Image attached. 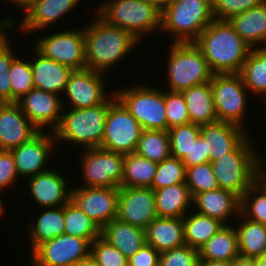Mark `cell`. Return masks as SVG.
Returning <instances> with one entry per match:
<instances>
[{"label":"cell","mask_w":266,"mask_h":266,"mask_svg":"<svg viewBox=\"0 0 266 266\" xmlns=\"http://www.w3.org/2000/svg\"><path fill=\"white\" fill-rule=\"evenodd\" d=\"M199 260L198 249L185 244L161 253L159 266H198Z\"/></svg>","instance_id":"cell-46"},{"label":"cell","mask_w":266,"mask_h":266,"mask_svg":"<svg viewBox=\"0 0 266 266\" xmlns=\"http://www.w3.org/2000/svg\"><path fill=\"white\" fill-rule=\"evenodd\" d=\"M74 266H100L93 258L89 257L85 260L77 262Z\"/></svg>","instance_id":"cell-57"},{"label":"cell","mask_w":266,"mask_h":266,"mask_svg":"<svg viewBox=\"0 0 266 266\" xmlns=\"http://www.w3.org/2000/svg\"><path fill=\"white\" fill-rule=\"evenodd\" d=\"M0 195H1V191H0ZM1 197V196H0ZM1 199V198H0ZM4 203H3V201L2 200H0V217L2 216V214H4V212H5V206L3 205Z\"/></svg>","instance_id":"cell-60"},{"label":"cell","mask_w":266,"mask_h":266,"mask_svg":"<svg viewBox=\"0 0 266 266\" xmlns=\"http://www.w3.org/2000/svg\"><path fill=\"white\" fill-rule=\"evenodd\" d=\"M36 58L30 60L34 88L62 96L72 69L55 62L33 48Z\"/></svg>","instance_id":"cell-24"},{"label":"cell","mask_w":266,"mask_h":266,"mask_svg":"<svg viewBox=\"0 0 266 266\" xmlns=\"http://www.w3.org/2000/svg\"><path fill=\"white\" fill-rule=\"evenodd\" d=\"M86 68L105 74L140 43L131 33L102 20L97 14L84 26Z\"/></svg>","instance_id":"cell-2"},{"label":"cell","mask_w":266,"mask_h":266,"mask_svg":"<svg viewBox=\"0 0 266 266\" xmlns=\"http://www.w3.org/2000/svg\"><path fill=\"white\" fill-rule=\"evenodd\" d=\"M252 143L248 135L232 152L211 163L219 188L240 198L257 179L259 155Z\"/></svg>","instance_id":"cell-6"},{"label":"cell","mask_w":266,"mask_h":266,"mask_svg":"<svg viewBox=\"0 0 266 266\" xmlns=\"http://www.w3.org/2000/svg\"><path fill=\"white\" fill-rule=\"evenodd\" d=\"M12 2V4H15L14 6L23 8L25 10L27 7H29L35 0H7Z\"/></svg>","instance_id":"cell-56"},{"label":"cell","mask_w":266,"mask_h":266,"mask_svg":"<svg viewBox=\"0 0 266 266\" xmlns=\"http://www.w3.org/2000/svg\"><path fill=\"white\" fill-rule=\"evenodd\" d=\"M200 134L209 146L210 163L232 152L250 135L246 129L223 121L201 125Z\"/></svg>","instance_id":"cell-23"},{"label":"cell","mask_w":266,"mask_h":266,"mask_svg":"<svg viewBox=\"0 0 266 266\" xmlns=\"http://www.w3.org/2000/svg\"><path fill=\"white\" fill-rule=\"evenodd\" d=\"M244 85L253 95L266 96V49L263 47L252 48L239 73Z\"/></svg>","instance_id":"cell-34"},{"label":"cell","mask_w":266,"mask_h":266,"mask_svg":"<svg viewBox=\"0 0 266 266\" xmlns=\"http://www.w3.org/2000/svg\"><path fill=\"white\" fill-rule=\"evenodd\" d=\"M212 0H171L161 9V29L172 43L195 42L214 20Z\"/></svg>","instance_id":"cell-5"},{"label":"cell","mask_w":266,"mask_h":266,"mask_svg":"<svg viewBox=\"0 0 266 266\" xmlns=\"http://www.w3.org/2000/svg\"><path fill=\"white\" fill-rule=\"evenodd\" d=\"M104 75L87 68L72 70L64 92L65 100L68 98L71 109L95 107L110 97V94L108 96L105 92Z\"/></svg>","instance_id":"cell-15"},{"label":"cell","mask_w":266,"mask_h":266,"mask_svg":"<svg viewBox=\"0 0 266 266\" xmlns=\"http://www.w3.org/2000/svg\"><path fill=\"white\" fill-rule=\"evenodd\" d=\"M240 213L251 221L266 225V189L257 181L241 197Z\"/></svg>","instance_id":"cell-38"},{"label":"cell","mask_w":266,"mask_h":266,"mask_svg":"<svg viewBox=\"0 0 266 266\" xmlns=\"http://www.w3.org/2000/svg\"><path fill=\"white\" fill-rule=\"evenodd\" d=\"M263 99V100H262ZM261 101H263V105H262V108L263 106L266 108V96L261 98Z\"/></svg>","instance_id":"cell-61"},{"label":"cell","mask_w":266,"mask_h":266,"mask_svg":"<svg viewBox=\"0 0 266 266\" xmlns=\"http://www.w3.org/2000/svg\"><path fill=\"white\" fill-rule=\"evenodd\" d=\"M210 83L218 121L232 123L247 130L243 120L249 102L246 95L248 89L242 76L239 73L213 74Z\"/></svg>","instance_id":"cell-9"},{"label":"cell","mask_w":266,"mask_h":266,"mask_svg":"<svg viewBox=\"0 0 266 266\" xmlns=\"http://www.w3.org/2000/svg\"><path fill=\"white\" fill-rule=\"evenodd\" d=\"M43 211L44 213L41 212L36 222L34 221L28 225L31 252L41 243L64 233V206L47 208V210L44 209Z\"/></svg>","instance_id":"cell-32"},{"label":"cell","mask_w":266,"mask_h":266,"mask_svg":"<svg viewBox=\"0 0 266 266\" xmlns=\"http://www.w3.org/2000/svg\"><path fill=\"white\" fill-rule=\"evenodd\" d=\"M182 162L186 168L210 162L209 146L201 134Z\"/></svg>","instance_id":"cell-48"},{"label":"cell","mask_w":266,"mask_h":266,"mask_svg":"<svg viewBox=\"0 0 266 266\" xmlns=\"http://www.w3.org/2000/svg\"><path fill=\"white\" fill-rule=\"evenodd\" d=\"M82 186L122 187L124 155L102 148H86L80 157ZM85 183V185H84Z\"/></svg>","instance_id":"cell-10"},{"label":"cell","mask_w":266,"mask_h":266,"mask_svg":"<svg viewBox=\"0 0 266 266\" xmlns=\"http://www.w3.org/2000/svg\"><path fill=\"white\" fill-rule=\"evenodd\" d=\"M258 266H266V253L261 257L256 258Z\"/></svg>","instance_id":"cell-59"},{"label":"cell","mask_w":266,"mask_h":266,"mask_svg":"<svg viewBox=\"0 0 266 266\" xmlns=\"http://www.w3.org/2000/svg\"><path fill=\"white\" fill-rule=\"evenodd\" d=\"M27 179L31 199L40 209L61 207L71 199L68 182L57 169L51 168Z\"/></svg>","instance_id":"cell-20"},{"label":"cell","mask_w":266,"mask_h":266,"mask_svg":"<svg viewBox=\"0 0 266 266\" xmlns=\"http://www.w3.org/2000/svg\"><path fill=\"white\" fill-rule=\"evenodd\" d=\"M119 188L73 187L71 201L100 228L117 218Z\"/></svg>","instance_id":"cell-14"},{"label":"cell","mask_w":266,"mask_h":266,"mask_svg":"<svg viewBox=\"0 0 266 266\" xmlns=\"http://www.w3.org/2000/svg\"><path fill=\"white\" fill-rule=\"evenodd\" d=\"M155 3L160 9L167 5L171 0H149Z\"/></svg>","instance_id":"cell-58"},{"label":"cell","mask_w":266,"mask_h":266,"mask_svg":"<svg viewBox=\"0 0 266 266\" xmlns=\"http://www.w3.org/2000/svg\"><path fill=\"white\" fill-rule=\"evenodd\" d=\"M148 85L116 89V98L125 106L144 130L167 131L164 91Z\"/></svg>","instance_id":"cell-8"},{"label":"cell","mask_w":266,"mask_h":266,"mask_svg":"<svg viewBox=\"0 0 266 266\" xmlns=\"http://www.w3.org/2000/svg\"><path fill=\"white\" fill-rule=\"evenodd\" d=\"M158 163L152 162L136 153L124 155L122 186L144 187L152 186Z\"/></svg>","instance_id":"cell-35"},{"label":"cell","mask_w":266,"mask_h":266,"mask_svg":"<svg viewBox=\"0 0 266 266\" xmlns=\"http://www.w3.org/2000/svg\"><path fill=\"white\" fill-rule=\"evenodd\" d=\"M171 156L183 160L200 136V125L189 123L168 129Z\"/></svg>","instance_id":"cell-40"},{"label":"cell","mask_w":266,"mask_h":266,"mask_svg":"<svg viewBox=\"0 0 266 266\" xmlns=\"http://www.w3.org/2000/svg\"><path fill=\"white\" fill-rule=\"evenodd\" d=\"M103 103L91 108L62 111L58 127L53 131L55 141L80 144L83 148L101 146L105 132V122L110 105L117 99L114 91Z\"/></svg>","instance_id":"cell-3"},{"label":"cell","mask_w":266,"mask_h":266,"mask_svg":"<svg viewBox=\"0 0 266 266\" xmlns=\"http://www.w3.org/2000/svg\"><path fill=\"white\" fill-rule=\"evenodd\" d=\"M9 76L12 90V103H16L34 88L30 59L25 61L22 58L16 57L12 61Z\"/></svg>","instance_id":"cell-39"},{"label":"cell","mask_w":266,"mask_h":266,"mask_svg":"<svg viewBox=\"0 0 266 266\" xmlns=\"http://www.w3.org/2000/svg\"><path fill=\"white\" fill-rule=\"evenodd\" d=\"M182 182H186V167L182 160L171 156L158 163L150 188L157 190Z\"/></svg>","instance_id":"cell-41"},{"label":"cell","mask_w":266,"mask_h":266,"mask_svg":"<svg viewBox=\"0 0 266 266\" xmlns=\"http://www.w3.org/2000/svg\"><path fill=\"white\" fill-rule=\"evenodd\" d=\"M143 127L116 99L109 107L101 146L107 151L123 155L135 153Z\"/></svg>","instance_id":"cell-11"},{"label":"cell","mask_w":266,"mask_h":266,"mask_svg":"<svg viewBox=\"0 0 266 266\" xmlns=\"http://www.w3.org/2000/svg\"><path fill=\"white\" fill-rule=\"evenodd\" d=\"M62 97L51 92L33 88L16 103L20 106L25 116L40 131H45L46 127H50V131L52 130L53 132L60 123L61 111L65 112L64 106L66 103Z\"/></svg>","instance_id":"cell-16"},{"label":"cell","mask_w":266,"mask_h":266,"mask_svg":"<svg viewBox=\"0 0 266 266\" xmlns=\"http://www.w3.org/2000/svg\"><path fill=\"white\" fill-rule=\"evenodd\" d=\"M195 212L219 220L224 225L233 216L240 215L241 198L235 193L217 188L195 194L192 199Z\"/></svg>","instance_id":"cell-22"},{"label":"cell","mask_w":266,"mask_h":266,"mask_svg":"<svg viewBox=\"0 0 266 266\" xmlns=\"http://www.w3.org/2000/svg\"><path fill=\"white\" fill-rule=\"evenodd\" d=\"M101 238L116 247L127 258L146 244L144 229L127 224L118 218L101 228Z\"/></svg>","instance_id":"cell-26"},{"label":"cell","mask_w":266,"mask_h":266,"mask_svg":"<svg viewBox=\"0 0 266 266\" xmlns=\"http://www.w3.org/2000/svg\"><path fill=\"white\" fill-rule=\"evenodd\" d=\"M8 38L9 36L0 43V73L9 72L12 61L17 57Z\"/></svg>","instance_id":"cell-50"},{"label":"cell","mask_w":266,"mask_h":266,"mask_svg":"<svg viewBox=\"0 0 266 266\" xmlns=\"http://www.w3.org/2000/svg\"><path fill=\"white\" fill-rule=\"evenodd\" d=\"M144 230L146 244L160 254L186 244L181 218L157 217Z\"/></svg>","instance_id":"cell-25"},{"label":"cell","mask_w":266,"mask_h":266,"mask_svg":"<svg viewBox=\"0 0 266 266\" xmlns=\"http://www.w3.org/2000/svg\"><path fill=\"white\" fill-rule=\"evenodd\" d=\"M135 153L148 160L160 163L171 157L170 136L168 131L143 130Z\"/></svg>","instance_id":"cell-37"},{"label":"cell","mask_w":266,"mask_h":266,"mask_svg":"<svg viewBox=\"0 0 266 266\" xmlns=\"http://www.w3.org/2000/svg\"><path fill=\"white\" fill-rule=\"evenodd\" d=\"M198 251L199 261H235L240 257L235 227L224 225Z\"/></svg>","instance_id":"cell-30"},{"label":"cell","mask_w":266,"mask_h":266,"mask_svg":"<svg viewBox=\"0 0 266 266\" xmlns=\"http://www.w3.org/2000/svg\"><path fill=\"white\" fill-rule=\"evenodd\" d=\"M18 172L11 151L0 150V191L12 186L17 179Z\"/></svg>","instance_id":"cell-47"},{"label":"cell","mask_w":266,"mask_h":266,"mask_svg":"<svg viewBox=\"0 0 266 266\" xmlns=\"http://www.w3.org/2000/svg\"><path fill=\"white\" fill-rule=\"evenodd\" d=\"M90 257L100 266H128V258L101 237L91 243Z\"/></svg>","instance_id":"cell-44"},{"label":"cell","mask_w":266,"mask_h":266,"mask_svg":"<svg viewBox=\"0 0 266 266\" xmlns=\"http://www.w3.org/2000/svg\"><path fill=\"white\" fill-rule=\"evenodd\" d=\"M235 230L240 257L256 259L266 253V225L251 221L240 213ZM243 221V222H242Z\"/></svg>","instance_id":"cell-31"},{"label":"cell","mask_w":266,"mask_h":266,"mask_svg":"<svg viewBox=\"0 0 266 266\" xmlns=\"http://www.w3.org/2000/svg\"><path fill=\"white\" fill-rule=\"evenodd\" d=\"M228 21L235 32L252 48L263 47L266 42V1L232 16Z\"/></svg>","instance_id":"cell-27"},{"label":"cell","mask_w":266,"mask_h":266,"mask_svg":"<svg viewBox=\"0 0 266 266\" xmlns=\"http://www.w3.org/2000/svg\"><path fill=\"white\" fill-rule=\"evenodd\" d=\"M266 0H212L214 18L229 20L232 16L261 5Z\"/></svg>","instance_id":"cell-45"},{"label":"cell","mask_w":266,"mask_h":266,"mask_svg":"<svg viewBox=\"0 0 266 266\" xmlns=\"http://www.w3.org/2000/svg\"><path fill=\"white\" fill-rule=\"evenodd\" d=\"M234 266H258L256 259L238 257L234 261Z\"/></svg>","instance_id":"cell-54"},{"label":"cell","mask_w":266,"mask_h":266,"mask_svg":"<svg viewBox=\"0 0 266 266\" xmlns=\"http://www.w3.org/2000/svg\"><path fill=\"white\" fill-rule=\"evenodd\" d=\"M40 130L17 103L0 104V150H12L35 137Z\"/></svg>","instance_id":"cell-19"},{"label":"cell","mask_w":266,"mask_h":266,"mask_svg":"<svg viewBox=\"0 0 266 266\" xmlns=\"http://www.w3.org/2000/svg\"><path fill=\"white\" fill-rule=\"evenodd\" d=\"M154 196L158 217L183 219L194 207L186 182L154 190Z\"/></svg>","instance_id":"cell-28"},{"label":"cell","mask_w":266,"mask_h":266,"mask_svg":"<svg viewBox=\"0 0 266 266\" xmlns=\"http://www.w3.org/2000/svg\"><path fill=\"white\" fill-rule=\"evenodd\" d=\"M190 212L183 218L185 242L186 245L199 250L224 227V224L194 210Z\"/></svg>","instance_id":"cell-33"},{"label":"cell","mask_w":266,"mask_h":266,"mask_svg":"<svg viewBox=\"0 0 266 266\" xmlns=\"http://www.w3.org/2000/svg\"><path fill=\"white\" fill-rule=\"evenodd\" d=\"M0 102L12 103V90L9 72L0 73Z\"/></svg>","instance_id":"cell-51"},{"label":"cell","mask_w":266,"mask_h":266,"mask_svg":"<svg viewBox=\"0 0 266 266\" xmlns=\"http://www.w3.org/2000/svg\"><path fill=\"white\" fill-rule=\"evenodd\" d=\"M53 132L45 134L40 131L35 137L26 143L10 150L15 161L18 176L31 177L49 170L46 165L52 150L56 145Z\"/></svg>","instance_id":"cell-18"},{"label":"cell","mask_w":266,"mask_h":266,"mask_svg":"<svg viewBox=\"0 0 266 266\" xmlns=\"http://www.w3.org/2000/svg\"><path fill=\"white\" fill-rule=\"evenodd\" d=\"M82 0H35L24 10L23 19L19 24L22 33H33L45 30L57 23L65 15L75 9Z\"/></svg>","instance_id":"cell-21"},{"label":"cell","mask_w":266,"mask_h":266,"mask_svg":"<svg viewBox=\"0 0 266 266\" xmlns=\"http://www.w3.org/2000/svg\"><path fill=\"white\" fill-rule=\"evenodd\" d=\"M186 100L190 123L205 125L217 122L210 81L182 92Z\"/></svg>","instance_id":"cell-29"},{"label":"cell","mask_w":266,"mask_h":266,"mask_svg":"<svg viewBox=\"0 0 266 266\" xmlns=\"http://www.w3.org/2000/svg\"><path fill=\"white\" fill-rule=\"evenodd\" d=\"M186 184L192 197L219 188L210 162L186 168Z\"/></svg>","instance_id":"cell-42"},{"label":"cell","mask_w":266,"mask_h":266,"mask_svg":"<svg viewBox=\"0 0 266 266\" xmlns=\"http://www.w3.org/2000/svg\"><path fill=\"white\" fill-rule=\"evenodd\" d=\"M262 156L261 158L259 157L258 162H257V179L256 181L263 186L266 189V171H264V163L262 162ZM263 163V165H262ZM263 166V167H262Z\"/></svg>","instance_id":"cell-53"},{"label":"cell","mask_w":266,"mask_h":266,"mask_svg":"<svg viewBox=\"0 0 266 266\" xmlns=\"http://www.w3.org/2000/svg\"><path fill=\"white\" fill-rule=\"evenodd\" d=\"M159 263L160 253L148 244L128 258V266H159Z\"/></svg>","instance_id":"cell-49"},{"label":"cell","mask_w":266,"mask_h":266,"mask_svg":"<svg viewBox=\"0 0 266 266\" xmlns=\"http://www.w3.org/2000/svg\"><path fill=\"white\" fill-rule=\"evenodd\" d=\"M64 233L84 238L90 243L101 237V228L71 200L64 205Z\"/></svg>","instance_id":"cell-36"},{"label":"cell","mask_w":266,"mask_h":266,"mask_svg":"<svg viewBox=\"0 0 266 266\" xmlns=\"http://www.w3.org/2000/svg\"><path fill=\"white\" fill-rule=\"evenodd\" d=\"M164 101L166 107L167 131L172 127L190 123L186 100L182 93L166 92L164 90Z\"/></svg>","instance_id":"cell-43"},{"label":"cell","mask_w":266,"mask_h":266,"mask_svg":"<svg viewBox=\"0 0 266 266\" xmlns=\"http://www.w3.org/2000/svg\"><path fill=\"white\" fill-rule=\"evenodd\" d=\"M168 59V90L180 92L211 81V71L200 48L194 42L171 43Z\"/></svg>","instance_id":"cell-7"},{"label":"cell","mask_w":266,"mask_h":266,"mask_svg":"<svg viewBox=\"0 0 266 266\" xmlns=\"http://www.w3.org/2000/svg\"><path fill=\"white\" fill-rule=\"evenodd\" d=\"M91 243L76 236L61 234L38 245L31 252V266H74L90 257Z\"/></svg>","instance_id":"cell-13"},{"label":"cell","mask_w":266,"mask_h":266,"mask_svg":"<svg viewBox=\"0 0 266 266\" xmlns=\"http://www.w3.org/2000/svg\"><path fill=\"white\" fill-rule=\"evenodd\" d=\"M194 43L214 74L240 73L252 49L228 20L214 19Z\"/></svg>","instance_id":"cell-1"},{"label":"cell","mask_w":266,"mask_h":266,"mask_svg":"<svg viewBox=\"0 0 266 266\" xmlns=\"http://www.w3.org/2000/svg\"><path fill=\"white\" fill-rule=\"evenodd\" d=\"M96 12L102 20L131 33L139 41L161 29V9L149 0H108Z\"/></svg>","instance_id":"cell-4"},{"label":"cell","mask_w":266,"mask_h":266,"mask_svg":"<svg viewBox=\"0 0 266 266\" xmlns=\"http://www.w3.org/2000/svg\"><path fill=\"white\" fill-rule=\"evenodd\" d=\"M81 29V30H80ZM58 31L38 38L34 47L44 56L72 70L86 68L84 28Z\"/></svg>","instance_id":"cell-12"},{"label":"cell","mask_w":266,"mask_h":266,"mask_svg":"<svg viewBox=\"0 0 266 266\" xmlns=\"http://www.w3.org/2000/svg\"><path fill=\"white\" fill-rule=\"evenodd\" d=\"M157 217L154 190L144 187L119 188V220L145 229Z\"/></svg>","instance_id":"cell-17"},{"label":"cell","mask_w":266,"mask_h":266,"mask_svg":"<svg viewBox=\"0 0 266 266\" xmlns=\"http://www.w3.org/2000/svg\"><path fill=\"white\" fill-rule=\"evenodd\" d=\"M198 266H234V261H199Z\"/></svg>","instance_id":"cell-55"},{"label":"cell","mask_w":266,"mask_h":266,"mask_svg":"<svg viewBox=\"0 0 266 266\" xmlns=\"http://www.w3.org/2000/svg\"><path fill=\"white\" fill-rule=\"evenodd\" d=\"M18 19L16 20V17L14 18H3L1 19L0 22V43L8 36L7 34V30L9 31V29H11V27H15L14 25L18 24Z\"/></svg>","instance_id":"cell-52"}]
</instances>
